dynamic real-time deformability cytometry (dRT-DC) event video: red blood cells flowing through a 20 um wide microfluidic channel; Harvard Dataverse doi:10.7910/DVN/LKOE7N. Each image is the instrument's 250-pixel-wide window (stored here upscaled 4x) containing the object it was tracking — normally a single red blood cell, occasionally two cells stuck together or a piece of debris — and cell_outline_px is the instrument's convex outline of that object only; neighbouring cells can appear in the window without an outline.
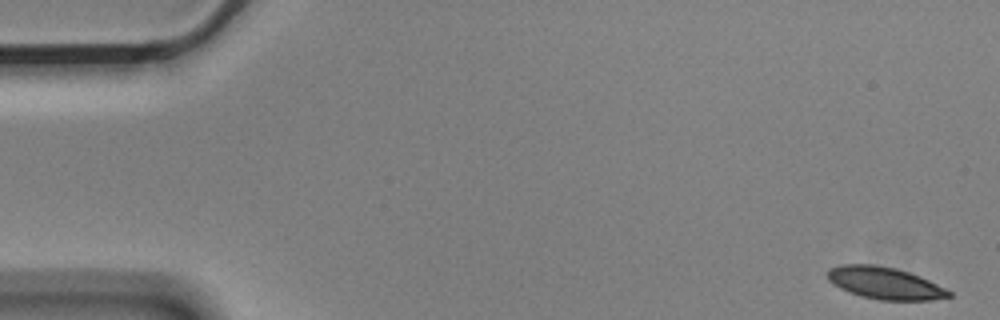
{"species": "Egyptian fruit bat (a non-hibernating species)", "species_latin": "Rousettus aegyptiacus", "temperature_condition": "cold", "stored_images_in_passage": 5, "camera_frame_rate_fps": 3000, "um_per_image_px": 0.085, "animal": {"sex": "male"}, "frame": {"image": 1, "passage_image": 1, "time_ms": 0.0, "image_size_px": [1000, 320], "cell_outline_px": [[952, 296], [932, 300], [880, 300], [860, 296], [840, 288], [832, 284], [828, 280], [828, 268], [840, 264], [872, 264], [896, 268], [920, 276], [952, 292]], "centroid_in_image_um": [75.18, 24.06], "position_along_channel_um": 9.8, "area_um2": 22.66}}
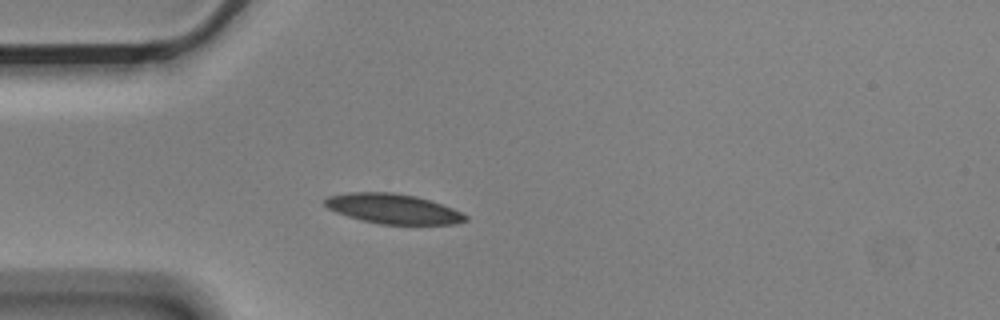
{"frame": {"image": 2, "passage_image": 5, "time_ms": 1.333, "image_size_px": [1000, 320], "cell_outline_px": [[468, 220], [456, 224], [380, 224], [360, 220], [336, 212], [328, 208], [324, 204], [324, 200], [328, 196], [348, 192], [392, 192], [416, 196], [452, 208], [468, 216]], "centroid_in_image_um": [33.39, 17.74], "position_along_channel_um": 51.6, "area_um2": 24.39}}